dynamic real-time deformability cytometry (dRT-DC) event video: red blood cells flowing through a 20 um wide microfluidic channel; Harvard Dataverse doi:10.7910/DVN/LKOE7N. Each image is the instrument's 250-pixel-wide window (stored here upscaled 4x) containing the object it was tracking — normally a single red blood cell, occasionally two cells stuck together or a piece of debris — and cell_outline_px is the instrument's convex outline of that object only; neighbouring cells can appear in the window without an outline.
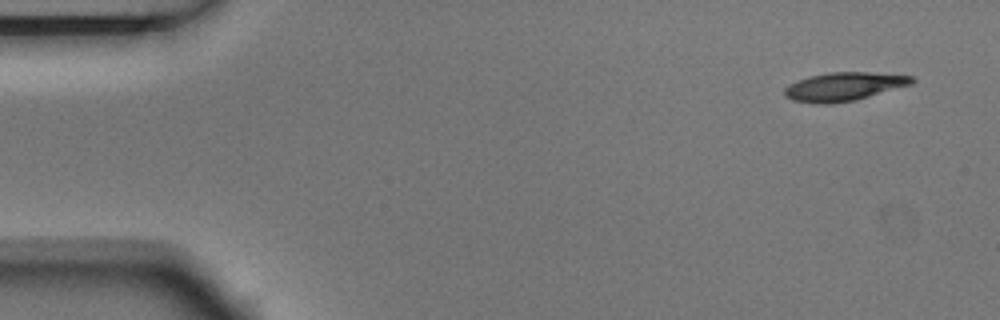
{"species": "Egyptian fruit bat (a non-hibernating species)", "species_latin": "Rousettus aegyptiacus", "temperature_condition": "room temperature", "stored_images_in_passage": 6, "camera_frame_rate_fps": 3000, "um_per_image_px": 0.085, "animal": {"sex": "male"}, "frame": {"image": 1, "passage_image": 1, "time_ms": 0.0, "image_size_px": [1000, 320], "cell_outline_px": [[916, 80], [912, 84], [856, 100], [832, 104], [816, 104], [792, 100], [784, 96], [784, 88], [788, 84], [796, 80], [808, 76], [828, 72], [872, 72], [912, 76]], "centroid_in_image_um": [71.69, 7.36], "position_along_channel_um": 13.3, "area_um2": 21.44}}
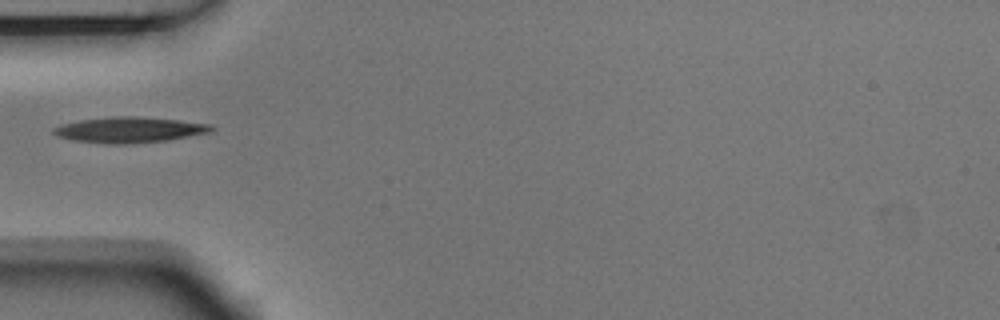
{"frame": {"image": 2, "passage_image": 5, "time_ms": 1.333, "image_size_px": [1000, 320], "cell_outline_px": [[216, 128], [208, 132], [164, 140], [124, 144], [108, 144], [72, 140], [60, 136], [52, 132], [52, 128], [64, 124], [80, 120], [116, 116], [136, 116], [180, 120], [212, 124]], "centroid_in_image_um": [11.0, 11.02], "position_along_channel_um": 74.0, "area_um2": 23.24}}
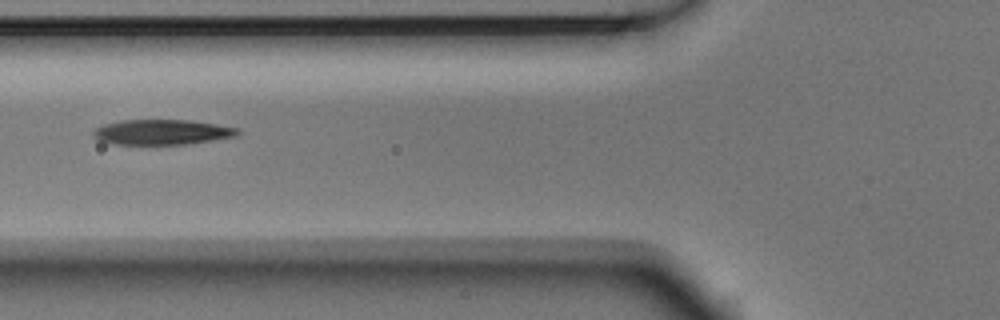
{"frame": {"image": 3, "passage_image": 6, "time_ms": 1.667, "image_size_px": [1000, 320], "cell_outline_px": [[240, 132], [236, 136], [212, 140], [184, 144], [116, 144], [100, 140], [92, 132], [96, 128], [104, 124], [120, 120], [188, 120], [216, 124], [240, 128]], "centroid_in_image_um": [13.8, 11.22], "position_along_channel_um": 112.0, "area_um2": 20.92}}